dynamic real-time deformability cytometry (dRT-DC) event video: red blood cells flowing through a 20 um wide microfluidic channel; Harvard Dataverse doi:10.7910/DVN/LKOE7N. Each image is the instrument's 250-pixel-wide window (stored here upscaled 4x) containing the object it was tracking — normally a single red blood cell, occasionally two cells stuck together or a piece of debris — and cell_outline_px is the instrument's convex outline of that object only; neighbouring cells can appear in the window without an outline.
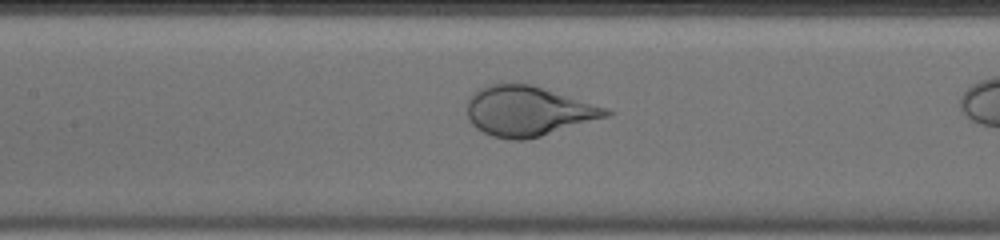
{"species": "human", "species_latin": "Homo sapiens", "temperature_condition": "warm", "stored_images_in_passage": 18, "camera_frame_rate_fps": 3000, "um_per_image_px": 0.085, "donor": {"sex": "male"}, "frame": {"image": 1, "passage_image": 8, "time_ms": 2.333, "image_size_px": [1000, 240], "cell_outline_px": [[616, 112], [608, 116], [540, 136], [524, 140], [512, 140], [492, 136], [476, 128], [468, 120], [468, 100], [480, 88], [488, 84], [500, 80], [532, 84], [608, 108]], "centroid_in_image_um": [44.87, 9.41], "position_along_channel_um": 162.5, "area_um2": 40.69}}